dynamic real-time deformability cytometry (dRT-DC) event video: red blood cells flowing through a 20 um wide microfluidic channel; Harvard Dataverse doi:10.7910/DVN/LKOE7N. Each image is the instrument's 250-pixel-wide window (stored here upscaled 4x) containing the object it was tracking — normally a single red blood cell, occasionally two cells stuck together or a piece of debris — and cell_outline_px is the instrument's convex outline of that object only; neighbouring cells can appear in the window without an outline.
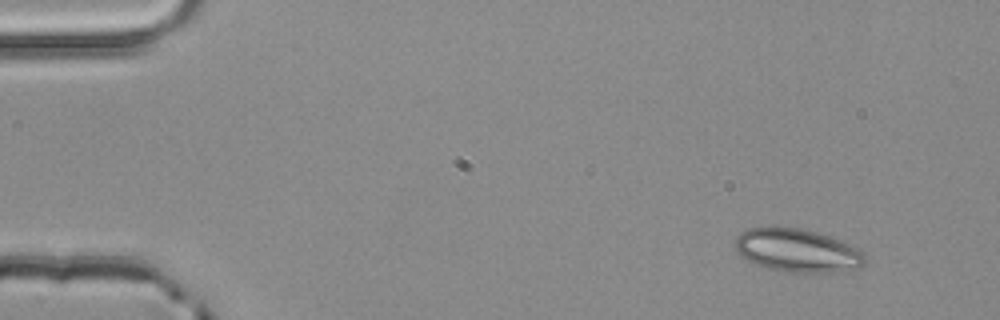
{"species": "common noctule bat (a hibernating species)", "species_latin": "Nyctalus noctula", "temperature_condition": "room temperature", "stored_images_in_passage": 3, "camera_frame_rate_fps": 3000, "um_per_image_px": 0.085, "animal": {"sex": "male", "body_mass_g": 20.4}, "frame": {"image": 1, "passage_image": 1, "time_ms": 0.0, "image_size_px": [1000, 320], "cell_outline_px": [[864, 264], [852, 268], [832, 272], [784, 272], [764, 268], [740, 256], [736, 252], [736, 236], [740, 232], [748, 228], [772, 224], [800, 228], [816, 232], [840, 240], [860, 248], [864, 252]], "centroid_in_image_um": [67.7, 21.25], "position_along_channel_um": 17.3, "area_um2": 33.23}}